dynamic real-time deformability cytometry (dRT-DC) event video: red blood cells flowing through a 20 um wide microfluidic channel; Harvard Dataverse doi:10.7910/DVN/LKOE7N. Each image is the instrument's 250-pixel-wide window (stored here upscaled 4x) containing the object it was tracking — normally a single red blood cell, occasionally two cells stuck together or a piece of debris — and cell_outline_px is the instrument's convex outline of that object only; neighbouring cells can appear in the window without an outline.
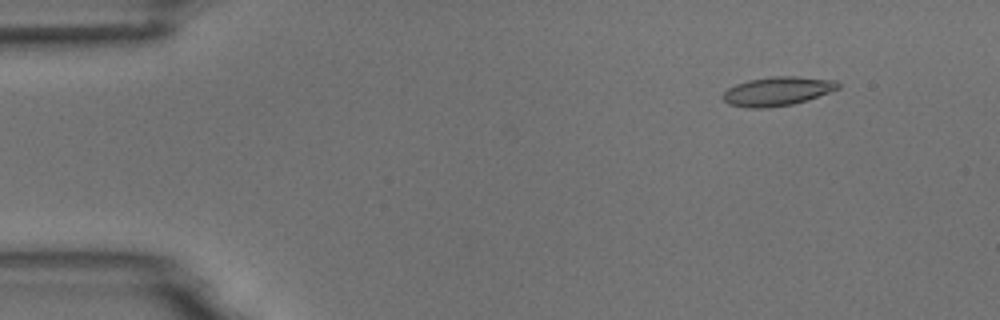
{"species": "common noctule bat (a hibernating species)", "species_latin": "Nyctalus noctula", "temperature_condition": "room temperature", "stored_images_in_passage": 5, "camera_frame_rate_fps": 3000, "um_per_image_px": 0.085, "animal": {"sex": "male", "body_mass_g": 18.8}, "frame": {"image": 1, "passage_image": 2, "time_ms": 1.333, "image_size_px": [1000, 320], "cell_outline_px": [[840, 88], [808, 100], [792, 104], [764, 108], [748, 108], [728, 104], [720, 96], [728, 88], [736, 84], [748, 80], [772, 76], [796, 76], [836, 80], [840, 84]], "centroid_in_image_um": [66.07, 7.75], "position_along_channel_um": 18.9, "area_um2": 19.54}}
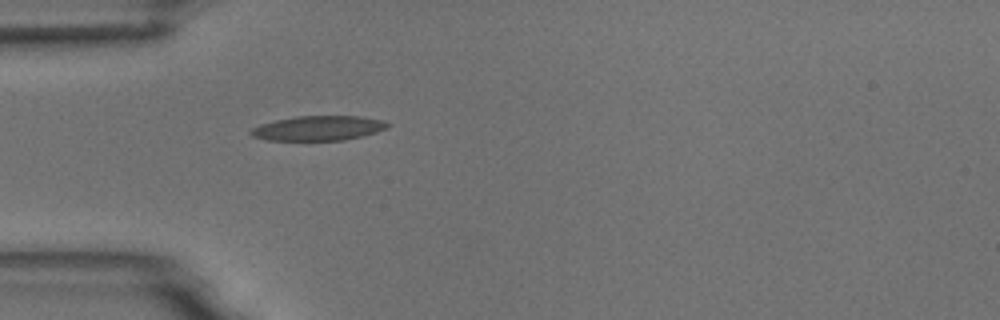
{"frame": {"image": 2, "passage_image": 5, "time_ms": 4.667, "image_size_px": [1000, 320], "cell_outline_px": [[392, 124], [388, 128], [364, 136], [344, 140], [268, 140], [252, 136], [248, 132], [252, 128], [260, 124], [276, 120], [296, 116], [360, 116], [384, 120]], "centroid_in_image_um": [27.1, 10.89], "position_along_channel_um": 57.9, "area_um2": 19.83}}